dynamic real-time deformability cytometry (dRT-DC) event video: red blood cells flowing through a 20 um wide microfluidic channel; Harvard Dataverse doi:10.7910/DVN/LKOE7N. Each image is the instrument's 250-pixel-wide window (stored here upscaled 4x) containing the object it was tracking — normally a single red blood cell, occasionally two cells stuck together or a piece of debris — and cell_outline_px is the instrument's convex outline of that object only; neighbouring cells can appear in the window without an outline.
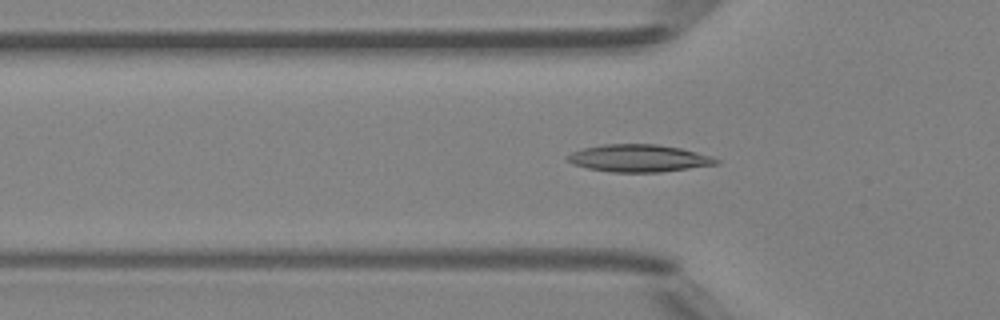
{"species": "Egyptian fruit bat (a non-hibernating species)", "species_latin": "Rousettus aegyptiacus", "temperature_condition": "room temperature", "stored_images_in_passage": 48, "camera_frame_rate_fps": 3000, "um_per_image_px": 0.085, "animal": {"sex": "female"}, "frame": {"image": 1, "passage_image": 15, "time_ms": 4.667, "image_size_px": [1000, 320], "cell_outline_px": [[720, 164], [660, 172], [612, 172], [588, 168], [572, 164], [568, 160], [568, 156], [572, 152], [584, 148], [604, 144], [656, 144], [680, 148], [712, 156], [720, 160]], "centroid_in_image_um": [54.34, 13.45], "position_along_channel_um": 71.5, "area_um2": 23.58}}
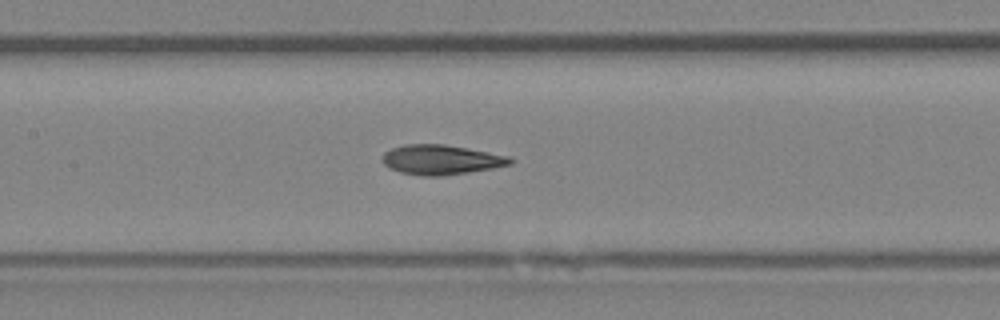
{"frame": {"image": 2, "passage_image": 22, "time_ms": 7.0, "image_size_px": [1000, 320], "cell_outline_px": [[512, 164], [492, 168], [440, 176], [424, 176], [400, 172], [384, 164], [384, 152], [392, 148], [404, 144], [444, 144], [512, 156]], "centroid_in_image_um": [37.52, 13.56], "position_along_channel_um": 169.9, "area_um2": 21.91}}
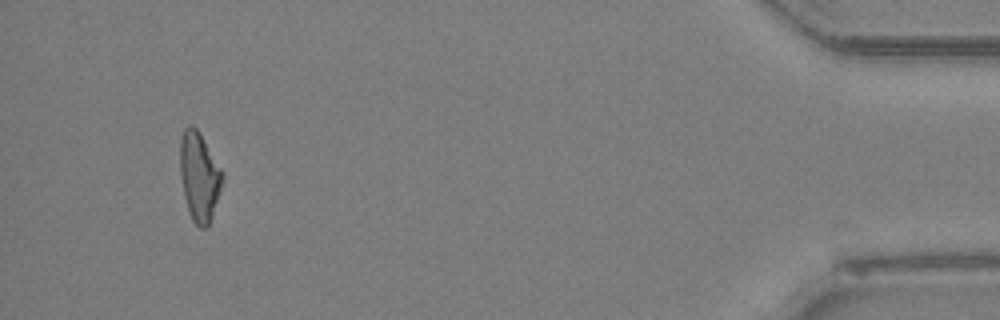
{"frame": {"image": 3, "passage_image": 45, "time_ms": 14.667, "image_size_px": [1000, 320], "cell_outline_px": [[224, 176], [212, 216], [208, 228], [200, 228], [192, 220], [188, 212], [184, 196], [180, 176], [180, 136], [184, 128], [188, 124], [192, 124], [200, 132], [220, 168]], "centroid_in_image_um": [16.91, 14.99], "position_along_channel_um": 418.3, "area_um2": 21.96}, "authors_computed_cell_mechanics": {"area_um2": 21.9351, "velocity_mm_per_s": 4.2165, "shape_relaxation_time_tau1_ms": 10.1787, "shape_relaxation_time_tau2_ms": 2.5817, "deformation_change_tau1": 0.2566, "deformation_change_tau2": 0.0995}}